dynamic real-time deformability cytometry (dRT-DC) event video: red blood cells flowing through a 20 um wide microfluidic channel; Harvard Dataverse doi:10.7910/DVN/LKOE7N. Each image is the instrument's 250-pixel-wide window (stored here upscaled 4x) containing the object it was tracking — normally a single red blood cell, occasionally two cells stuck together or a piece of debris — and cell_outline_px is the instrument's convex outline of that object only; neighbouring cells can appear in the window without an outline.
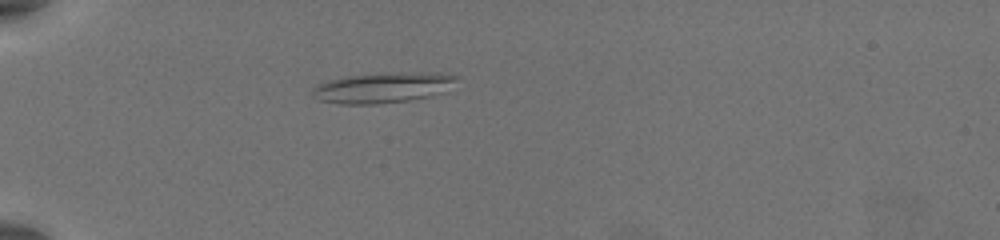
{"species": "common noctule bat (a hibernating species)", "species_latin": "Nyctalus noctula", "temperature_condition": "warm", "stored_images_in_passage": 39, "camera_frame_rate_fps": 3000, "um_per_image_px": 0.085, "animal": {"sex": "female", "body_mass_g": 19.5, "forearm_length_mm": 54.1}, "frame": {"image": 1, "passage_image": 1, "time_ms": 0.0, "image_size_px": [1000, 240], "cell_outline_px": [[456, 76], [452, 80], [428, 96], [408, 100], [376, 104], [340, 104], [320, 100], [312, 96], [312, 88], [316, 84], [328, 80], [348, 76]], "centroid_in_image_um": [32.1, 7.55], "position_along_channel_um": 52.9, "area_um2": 22.54}}
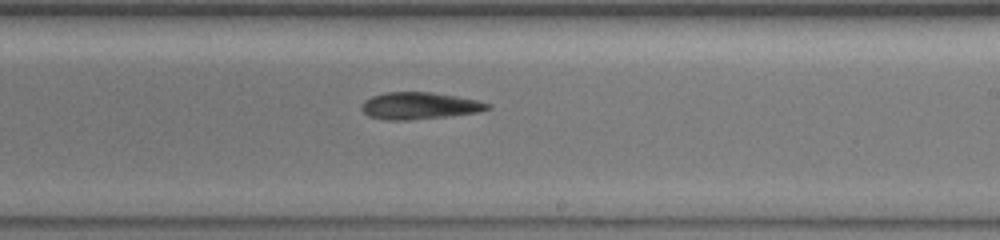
{"frame": {"image": 2, "passage_image": 19, "time_ms": 6.0, "image_size_px": [1000, 240], "cell_outline_px": [[492, 108], [476, 112], [448, 116], [408, 120], [388, 120], [368, 116], [360, 108], [364, 100], [372, 96], [388, 92], [432, 92], [456, 96], [476, 100], [492, 104]], "centroid_in_image_um": [35.64, 8.99], "position_along_channel_um": 253.4, "area_um2": 19.71}}
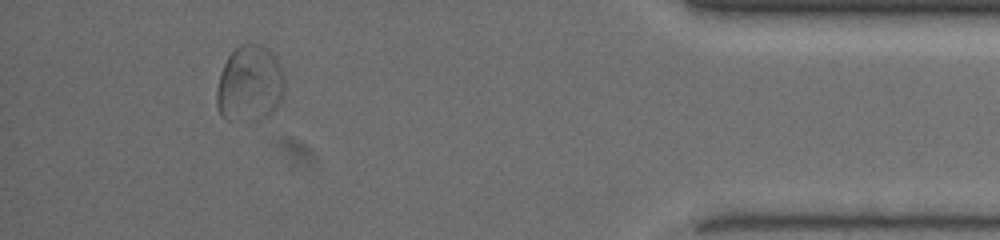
{"frame": {"image": 3, "passage_image": 35, "time_ms": 11.333, "image_size_px": [1000, 240], "cell_outline_px": [[284, 84], [280, 100], [276, 108], [260, 120], [224, 120], [220, 116], [216, 104], [216, 92], [220, 72], [228, 56], [240, 44], [260, 44], [268, 48], [272, 52], [280, 68], [284, 80]], "centroid_in_image_um": [21.18, 7.14], "position_along_channel_um": 414.0, "area_um2": 30.17}, "authors_computed_cell_mechanics": {"area_um2": 20.1144, "velocity_mm_per_s": 3.8445, "shape_relaxation_time_tau1_ms": 4.2259, "shape_relaxation_time_tau2_ms": null, "deformation_change_tau1": 0.1154, "deformation_change_tau2": null}}